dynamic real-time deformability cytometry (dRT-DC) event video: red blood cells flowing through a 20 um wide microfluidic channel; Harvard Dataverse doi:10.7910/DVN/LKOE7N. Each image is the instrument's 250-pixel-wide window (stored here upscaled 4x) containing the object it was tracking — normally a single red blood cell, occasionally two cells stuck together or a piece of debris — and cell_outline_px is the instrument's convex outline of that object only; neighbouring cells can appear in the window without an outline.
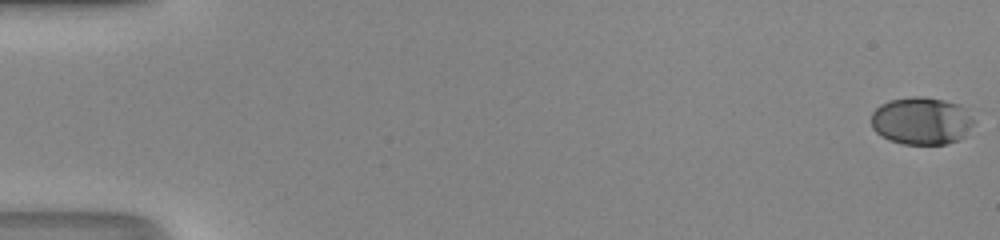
{"species": "human", "species_latin": "Homo sapiens", "temperature_condition": "room temperature", "stored_images_in_passage": 52, "camera_frame_rate_fps": 3000, "um_per_image_px": 0.085, "donor": {"sex": "male"}, "frame": {"image": 1, "passage_image": 1, "time_ms": 0.0, "image_size_px": [1000, 240], "cell_outline_px": [[976, 120], [964, 136], [956, 140], [944, 144], [904, 144], [888, 140], [876, 132], [872, 128], [872, 112], [880, 104], [888, 100], [912, 96], [924, 96], [944, 100], [960, 104], [968, 108]], "centroid_in_image_um": [78.35, 10.25], "position_along_channel_um": 6.7, "area_um2": 28.84}}
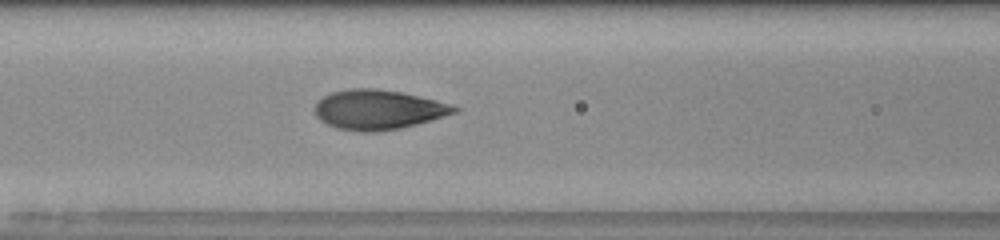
{"frame": {"image": 2, "passage_image": 24, "time_ms": 7.667, "image_size_px": [1000, 240], "cell_outline_px": [[460, 112], [432, 120], [400, 128], [372, 132], [360, 132], [336, 128], [320, 120], [316, 116], [316, 100], [332, 92], [348, 88], [376, 88], [400, 92], [436, 100], [452, 104], [460, 108]], "centroid_in_image_um": [32.17, 9.32], "position_along_channel_um": 134.4, "area_um2": 32.37}}
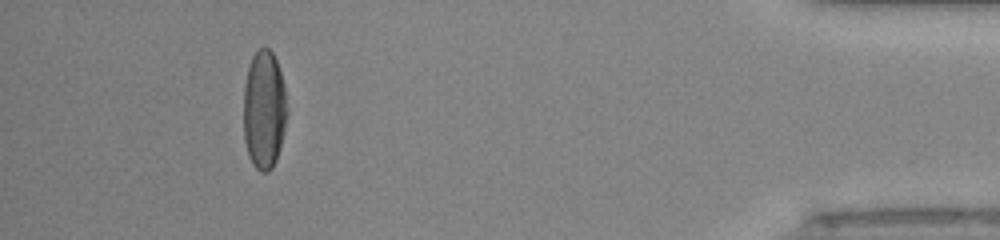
{"frame": {"image": 3, "passage_image": 48, "time_ms": 15.667, "image_size_px": [1000, 240], "cell_outline_px": [[288, 112], [280, 148], [276, 160], [272, 168], [268, 172], [260, 172], [252, 164], [248, 156], [244, 140], [244, 84], [248, 68], [252, 56], [260, 48], [268, 48], [272, 52], [276, 60], [284, 84], [288, 108]], "centroid_in_image_um": [22.45, 9.36], "position_along_channel_um": 412.7, "area_um2": 30.4}, "authors_computed_cell_mechanics": {"area_um2": 30.634, "velocity_mm_per_s": 4.2209, "shape_relaxation_time_tau1_ms": 5.3431, "shape_relaxation_time_tau2_ms": null, "deformation_change_tau1": 0.2378, "deformation_change_tau2": null}}